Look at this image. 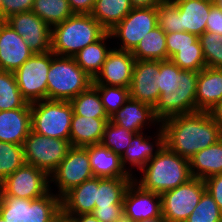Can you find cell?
Instances as JSON below:
<instances>
[{
  "label": "cell",
  "instance_id": "6da1fadb",
  "mask_svg": "<svg viewBox=\"0 0 222 222\" xmlns=\"http://www.w3.org/2000/svg\"><path fill=\"white\" fill-rule=\"evenodd\" d=\"M160 126L165 133V145L187 159L222 138V127L210 112L173 116L163 120Z\"/></svg>",
  "mask_w": 222,
  "mask_h": 222
},
{
  "label": "cell",
  "instance_id": "7a4b0ae2",
  "mask_svg": "<svg viewBox=\"0 0 222 222\" xmlns=\"http://www.w3.org/2000/svg\"><path fill=\"white\" fill-rule=\"evenodd\" d=\"M197 77L198 72L182 70L170 59L159 61L157 86L160 96L154 114L160 122L196 112Z\"/></svg>",
  "mask_w": 222,
  "mask_h": 222
},
{
  "label": "cell",
  "instance_id": "3957f363",
  "mask_svg": "<svg viewBox=\"0 0 222 222\" xmlns=\"http://www.w3.org/2000/svg\"><path fill=\"white\" fill-rule=\"evenodd\" d=\"M134 182L142 189L162 194L187 183L192 177L189 159L174 153L166 145L141 170Z\"/></svg>",
  "mask_w": 222,
  "mask_h": 222
},
{
  "label": "cell",
  "instance_id": "277c9868",
  "mask_svg": "<svg viewBox=\"0 0 222 222\" xmlns=\"http://www.w3.org/2000/svg\"><path fill=\"white\" fill-rule=\"evenodd\" d=\"M106 33L107 31L90 14H74L51 27V51L56 56L74 57Z\"/></svg>",
  "mask_w": 222,
  "mask_h": 222
},
{
  "label": "cell",
  "instance_id": "5b68a950",
  "mask_svg": "<svg viewBox=\"0 0 222 222\" xmlns=\"http://www.w3.org/2000/svg\"><path fill=\"white\" fill-rule=\"evenodd\" d=\"M47 77L48 100L71 101L93 82L73 57L56 56L52 51Z\"/></svg>",
  "mask_w": 222,
  "mask_h": 222
},
{
  "label": "cell",
  "instance_id": "8992f818",
  "mask_svg": "<svg viewBox=\"0 0 222 222\" xmlns=\"http://www.w3.org/2000/svg\"><path fill=\"white\" fill-rule=\"evenodd\" d=\"M51 191L32 200L4 196L0 215L6 222H54L61 213V198Z\"/></svg>",
  "mask_w": 222,
  "mask_h": 222
},
{
  "label": "cell",
  "instance_id": "52a82bcc",
  "mask_svg": "<svg viewBox=\"0 0 222 222\" xmlns=\"http://www.w3.org/2000/svg\"><path fill=\"white\" fill-rule=\"evenodd\" d=\"M72 117L70 101L45 99L31 103V127L35 133L69 141Z\"/></svg>",
  "mask_w": 222,
  "mask_h": 222
},
{
  "label": "cell",
  "instance_id": "ba28073f",
  "mask_svg": "<svg viewBox=\"0 0 222 222\" xmlns=\"http://www.w3.org/2000/svg\"><path fill=\"white\" fill-rule=\"evenodd\" d=\"M71 147L68 140L50 138L31 130L23 143L25 164L35 166L50 176Z\"/></svg>",
  "mask_w": 222,
  "mask_h": 222
},
{
  "label": "cell",
  "instance_id": "9c48e42d",
  "mask_svg": "<svg viewBox=\"0 0 222 222\" xmlns=\"http://www.w3.org/2000/svg\"><path fill=\"white\" fill-rule=\"evenodd\" d=\"M50 65L51 51L34 53L14 72L19 91L28 103L47 99Z\"/></svg>",
  "mask_w": 222,
  "mask_h": 222
},
{
  "label": "cell",
  "instance_id": "30bf717a",
  "mask_svg": "<svg viewBox=\"0 0 222 222\" xmlns=\"http://www.w3.org/2000/svg\"><path fill=\"white\" fill-rule=\"evenodd\" d=\"M205 191V181L193 177L187 183L162 193V216L167 222H185Z\"/></svg>",
  "mask_w": 222,
  "mask_h": 222
},
{
  "label": "cell",
  "instance_id": "8fae6325",
  "mask_svg": "<svg viewBox=\"0 0 222 222\" xmlns=\"http://www.w3.org/2000/svg\"><path fill=\"white\" fill-rule=\"evenodd\" d=\"M94 177L88 146L71 147L66 157L59 163L57 168L50 175V183L53 182L58 188L56 194L60 198L73 187L82 184L84 181Z\"/></svg>",
  "mask_w": 222,
  "mask_h": 222
},
{
  "label": "cell",
  "instance_id": "7c38bea8",
  "mask_svg": "<svg viewBox=\"0 0 222 222\" xmlns=\"http://www.w3.org/2000/svg\"><path fill=\"white\" fill-rule=\"evenodd\" d=\"M157 27V7L133 8L109 32L120 40V50L132 52L148 32Z\"/></svg>",
  "mask_w": 222,
  "mask_h": 222
},
{
  "label": "cell",
  "instance_id": "4fadbf2b",
  "mask_svg": "<svg viewBox=\"0 0 222 222\" xmlns=\"http://www.w3.org/2000/svg\"><path fill=\"white\" fill-rule=\"evenodd\" d=\"M3 184L4 196L30 200L46 195L52 188L50 176L45 171L28 164H24L5 178Z\"/></svg>",
  "mask_w": 222,
  "mask_h": 222
},
{
  "label": "cell",
  "instance_id": "5bb4252c",
  "mask_svg": "<svg viewBox=\"0 0 222 222\" xmlns=\"http://www.w3.org/2000/svg\"><path fill=\"white\" fill-rule=\"evenodd\" d=\"M34 53L51 51V27L32 11L13 14L4 20Z\"/></svg>",
  "mask_w": 222,
  "mask_h": 222
},
{
  "label": "cell",
  "instance_id": "9a60e30c",
  "mask_svg": "<svg viewBox=\"0 0 222 222\" xmlns=\"http://www.w3.org/2000/svg\"><path fill=\"white\" fill-rule=\"evenodd\" d=\"M135 58L131 52L112 48L101 71L93 79L92 85H109L129 88L133 75Z\"/></svg>",
  "mask_w": 222,
  "mask_h": 222
},
{
  "label": "cell",
  "instance_id": "2e32d148",
  "mask_svg": "<svg viewBox=\"0 0 222 222\" xmlns=\"http://www.w3.org/2000/svg\"><path fill=\"white\" fill-rule=\"evenodd\" d=\"M158 72L159 61L135 60L129 87L130 98L154 108L160 96L157 86Z\"/></svg>",
  "mask_w": 222,
  "mask_h": 222
},
{
  "label": "cell",
  "instance_id": "e0dca14e",
  "mask_svg": "<svg viewBox=\"0 0 222 222\" xmlns=\"http://www.w3.org/2000/svg\"><path fill=\"white\" fill-rule=\"evenodd\" d=\"M123 211L133 222L161 217V195L144 190L132 181L123 199Z\"/></svg>",
  "mask_w": 222,
  "mask_h": 222
},
{
  "label": "cell",
  "instance_id": "ac0fdd59",
  "mask_svg": "<svg viewBox=\"0 0 222 222\" xmlns=\"http://www.w3.org/2000/svg\"><path fill=\"white\" fill-rule=\"evenodd\" d=\"M33 54L22 36L0 21V70L15 72Z\"/></svg>",
  "mask_w": 222,
  "mask_h": 222
},
{
  "label": "cell",
  "instance_id": "d6986e66",
  "mask_svg": "<svg viewBox=\"0 0 222 222\" xmlns=\"http://www.w3.org/2000/svg\"><path fill=\"white\" fill-rule=\"evenodd\" d=\"M156 133L157 136H155L156 139H154V142H151V136L144 135L143 132L135 133L129 143V146L120 156L123 167L132 176H134L132 169L126 168L127 163L141 170L155 155L159 153L161 148L164 147L165 133L160 125L159 128H157Z\"/></svg>",
  "mask_w": 222,
  "mask_h": 222
},
{
  "label": "cell",
  "instance_id": "ffe728a7",
  "mask_svg": "<svg viewBox=\"0 0 222 222\" xmlns=\"http://www.w3.org/2000/svg\"><path fill=\"white\" fill-rule=\"evenodd\" d=\"M110 121L134 133L142 132L144 126L160 125V121L154 114V108L132 98H129L126 103L110 117Z\"/></svg>",
  "mask_w": 222,
  "mask_h": 222
},
{
  "label": "cell",
  "instance_id": "44dd1931",
  "mask_svg": "<svg viewBox=\"0 0 222 222\" xmlns=\"http://www.w3.org/2000/svg\"><path fill=\"white\" fill-rule=\"evenodd\" d=\"M31 103L22 108L0 111V141L23 145L31 132Z\"/></svg>",
  "mask_w": 222,
  "mask_h": 222
},
{
  "label": "cell",
  "instance_id": "7402d4cb",
  "mask_svg": "<svg viewBox=\"0 0 222 222\" xmlns=\"http://www.w3.org/2000/svg\"><path fill=\"white\" fill-rule=\"evenodd\" d=\"M99 186V177H92L73 187L61 197V212L68 216L92 213Z\"/></svg>",
  "mask_w": 222,
  "mask_h": 222
},
{
  "label": "cell",
  "instance_id": "603a6c76",
  "mask_svg": "<svg viewBox=\"0 0 222 222\" xmlns=\"http://www.w3.org/2000/svg\"><path fill=\"white\" fill-rule=\"evenodd\" d=\"M222 99V68L205 67L198 72L196 112H210Z\"/></svg>",
  "mask_w": 222,
  "mask_h": 222
},
{
  "label": "cell",
  "instance_id": "cb8c5ba5",
  "mask_svg": "<svg viewBox=\"0 0 222 222\" xmlns=\"http://www.w3.org/2000/svg\"><path fill=\"white\" fill-rule=\"evenodd\" d=\"M90 165L95 177L134 178L122 165L120 155L112 152L101 143L88 146Z\"/></svg>",
  "mask_w": 222,
  "mask_h": 222
},
{
  "label": "cell",
  "instance_id": "d4e9b609",
  "mask_svg": "<svg viewBox=\"0 0 222 222\" xmlns=\"http://www.w3.org/2000/svg\"><path fill=\"white\" fill-rule=\"evenodd\" d=\"M180 13L181 31L198 37L206 31L213 0H179L174 2Z\"/></svg>",
  "mask_w": 222,
  "mask_h": 222
},
{
  "label": "cell",
  "instance_id": "484cf974",
  "mask_svg": "<svg viewBox=\"0 0 222 222\" xmlns=\"http://www.w3.org/2000/svg\"><path fill=\"white\" fill-rule=\"evenodd\" d=\"M109 120L110 118L85 117L73 112L69 139L71 146L86 147L100 144Z\"/></svg>",
  "mask_w": 222,
  "mask_h": 222
},
{
  "label": "cell",
  "instance_id": "4316f807",
  "mask_svg": "<svg viewBox=\"0 0 222 222\" xmlns=\"http://www.w3.org/2000/svg\"><path fill=\"white\" fill-rule=\"evenodd\" d=\"M191 175L207 179L222 174V138L189 159Z\"/></svg>",
  "mask_w": 222,
  "mask_h": 222
},
{
  "label": "cell",
  "instance_id": "83f0119b",
  "mask_svg": "<svg viewBox=\"0 0 222 222\" xmlns=\"http://www.w3.org/2000/svg\"><path fill=\"white\" fill-rule=\"evenodd\" d=\"M113 39L110 32H107L100 40L86 46L74 55L77 65L92 79L101 71L102 66L110 50V46H106L108 39Z\"/></svg>",
  "mask_w": 222,
  "mask_h": 222
},
{
  "label": "cell",
  "instance_id": "f1b7e54d",
  "mask_svg": "<svg viewBox=\"0 0 222 222\" xmlns=\"http://www.w3.org/2000/svg\"><path fill=\"white\" fill-rule=\"evenodd\" d=\"M133 9L130 0H95L90 15L109 32Z\"/></svg>",
  "mask_w": 222,
  "mask_h": 222
},
{
  "label": "cell",
  "instance_id": "f546056e",
  "mask_svg": "<svg viewBox=\"0 0 222 222\" xmlns=\"http://www.w3.org/2000/svg\"><path fill=\"white\" fill-rule=\"evenodd\" d=\"M131 53L136 60H167L166 33L159 26L155 27Z\"/></svg>",
  "mask_w": 222,
  "mask_h": 222
},
{
  "label": "cell",
  "instance_id": "4dcf8cb0",
  "mask_svg": "<svg viewBox=\"0 0 222 222\" xmlns=\"http://www.w3.org/2000/svg\"><path fill=\"white\" fill-rule=\"evenodd\" d=\"M134 178H99L95 207L123 206L128 186Z\"/></svg>",
  "mask_w": 222,
  "mask_h": 222
},
{
  "label": "cell",
  "instance_id": "1f68e13d",
  "mask_svg": "<svg viewBox=\"0 0 222 222\" xmlns=\"http://www.w3.org/2000/svg\"><path fill=\"white\" fill-rule=\"evenodd\" d=\"M32 12L50 27L74 15L68 0H34Z\"/></svg>",
  "mask_w": 222,
  "mask_h": 222
},
{
  "label": "cell",
  "instance_id": "d6a6232c",
  "mask_svg": "<svg viewBox=\"0 0 222 222\" xmlns=\"http://www.w3.org/2000/svg\"><path fill=\"white\" fill-rule=\"evenodd\" d=\"M70 103L76 115L91 118H109L105 112L100 95L93 85L79 93Z\"/></svg>",
  "mask_w": 222,
  "mask_h": 222
},
{
  "label": "cell",
  "instance_id": "836d02e7",
  "mask_svg": "<svg viewBox=\"0 0 222 222\" xmlns=\"http://www.w3.org/2000/svg\"><path fill=\"white\" fill-rule=\"evenodd\" d=\"M26 103L19 91L14 72L0 70V111L22 108Z\"/></svg>",
  "mask_w": 222,
  "mask_h": 222
},
{
  "label": "cell",
  "instance_id": "e575fe53",
  "mask_svg": "<svg viewBox=\"0 0 222 222\" xmlns=\"http://www.w3.org/2000/svg\"><path fill=\"white\" fill-rule=\"evenodd\" d=\"M24 164L23 145L0 141V180L13 174Z\"/></svg>",
  "mask_w": 222,
  "mask_h": 222
},
{
  "label": "cell",
  "instance_id": "d590c367",
  "mask_svg": "<svg viewBox=\"0 0 222 222\" xmlns=\"http://www.w3.org/2000/svg\"><path fill=\"white\" fill-rule=\"evenodd\" d=\"M135 133L122 128L110 120L106 123L101 144L112 152L122 155Z\"/></svg>",
  "mask_w": 222,
  "mask_h": 222
},
{
  "label": "cell",
  "instance_id": "8d00e7d4",
  "mask_svg": "<svg viewBox=\"0 0 222 222\" xmlns=\"http://www.w3.org/2000/svg\"><path fill=\"white\" fill-rule=\"evenodd\" d=\"M170 60L182 70L199 72L206 67L199 39L193 44V47L179 49Z\"/></svg>",
  "mask_w": 222,
  "mask_h": 222
},
{
  "label": "cell",
  "instance_id": "74e56055",
  "mask_svg": "<svg viewBox=\"0 0 222 222\" xmlns=\"http://www.w3.org/2000/svg\"><path fill=\"white\" fill-rule=\"evenodd\" d=\"M93 86L97 89L109 118L130 98L129 88L109 85Z\"/></svg>",
  "mask_w": 222,
  "mask_h": 222
},
{
  "label": "cell",
  "instance_id": "f35d334b",
  "mask_svg": "<svg viewBox=\"0 0 222 222\" xmlns=\"http://www.w3.org/2000/svg\"><path fill=\"white\" fill-rule=\"evenodd\" d=\"M198 39L203 50L206 67L222 68V35L204 32Z\"/></svg>",
  "mask_w": 222,
  "mask_h": 222
},
{
  "label": "cell",
  "instance_id": "ab89813d",
  "mask_svg": "<svg viewBox=\"0 0 222 222\" xmlns=\"http://www.w3.org/2000/svg\"><path fill=\"white\" fill-rule=\"evenodd\" d=\"M185 222H222V212L207 190Z\"/></svg>",
  "mask_w": 222,
  "mask_h": 222
},
{
  "label": "cell",
  "instance_id": "60d3db41",
  "mask_svg": "<svg viewBox=\"0 0 222 222\" xmlns=\"http://www.w3.org/2000/svg\"><path fill=\"white\" fill-rule=\"evenodd\" d=\"M157 26L165 33L181 32L180 13L174 3L166 1L157 6Z\"/></svg>",
  "mask_w": 222,
  "mask_h": 222
},
{
  "label": "cell",
  "instance_id": "b9f144b4",
  "mask_svg": "<svg viewBox=\"0 0 222 222\" xmlns=\"http://www.w3.org/2000/svg\"><path fill=\"white\" fill-rule=\"evenodd\" d=\"M197 40V35L185 31L166 33L167 60L176 54L179 49L193 47Z\"/></svg>",
  "mask_w": 222,
  "mask_h": 222
},
{
  "label": "cell",
  "instance_id": "7bdbcfd3",
  "mask_svg": "<svg viewBox=\"0 0 222 222\" xmlns=\"http://www.w3.org/2000/svg\"><path fill=\"white\" fill-rule=\"evenodd\" d=\"M2 20L21 12L32 11L34 0H2Z\"/></svg>",
  "mask_w": 222,
  "mask_h": 222
},
{
  "label": "cell",
  "instance_id": "ee69618b",
  "mask_svg": "<svg viewBox=\"0 0 222 222\" xmlns=\"http://www.w3.org/2000/svg\"><path fill=\"white\" fill-rule=\"evenodd\" d=\"M92 214L100 222H114L124 215V211L123 206L95 207Z\"/></svg>",
  "mask_w": 222,
  "mask_h": 222
},
{
  "label": "cell",
  "instance_id": "f6af8a7d",
  "mask_svg": "<svg viewBox=\"0 0 222 222\" xmlns=\"http://www.w3.org/2000/svg\"><path fill=\"white\" fill-rule=\"evenodd\" d=\"M204 181L206 190L211 194L222 212V174L211 176Z\"/></svg>",
  "mask_w": 222,
  "mask_h": 222
},
{
  "label": "cell",
  "instance_id": "bcb514c9",
  "mask_svg": "<svg viewBox=\"0 0 222 222\" xmlns=\"http://www.w3.org/2000/svg\"><path fill=\"white\" fill-rule=\"evenodd\" d=\"M206 21L205 32H214L222 35V11L215 5L211 7Z\"/></svg>",
  "mask_w": 222,
  "mask_h": 222
},
{
  "label": "cell",
  "instance_id": "7dc6e473",
  "mask_svg": "<svg viewBox=\"0 0 222 222\" xmlns=\"http://www.w3.org/2000/svg\"><path fill=\"white\" fill-rule=\"evenodd\" d=\"M73 14H90L95 0H68Z\"/></svg>",
  "mask_w": 222,
  "mask_h": 222
},
{
  "label": "cell",
  "instance_id": "c3c4849f",
  "mask_svg": "<svg viewBox=\"0 0 222 222\" xmlns=\"http://www.w3.org/2000/svg\"><path fill=\"white\" fill-rule=\"evenodd\" d=\"M167 0H130L133 8H152L157 7Z\"/></svg>",
  "mask_w": 222,
  "mask_h": 222
},
{
  "label": "cell",
  "instance_id": "681fc988",
  "mask_svg": "<svg viewBox=\"0 0 222 222\" xmlns=\"http://www.w3.org/2000/svg\"><path fill=\"white\" fill-rule=\"evenodd\" d=\"M210 114L213 116L214 120H216L222 127V99L210 111Z\"/></svg>",
  "mask_w": 222,
  "mask_h": 222
},
{
  "label": "cell",
  "instance_id": "f907efd6",
  "mask_svg": "<svg viewBox=\"0 0 222 222\" xmlns=\"http://www.w3.org/2000/svg\"><path fill=\"white\" fill-rule=\"evenodd\" d=\"M76 222H100L92 213L72 216Z\"/></svg>",
  "mask_w": 222,
  "mask_h": 222
},
{
  "label": "cell",
  "instance_id": "816d5d0a",
  "mask_svg": "<svg viewBox=\"0 0 222 222\" xmlns=\"http://www.w3.org/2000/svg\"><path fill=\"white\" fill-rule=\"evenodd\" d=\"M54 222H76L72 217L64 215L62 212L56 217Z\"/></svg>",
  "mask_w": 222,
  "mask_h": 222
},
{
  "label": "cell",
  "instance_id": "f5cc1de1",
  "mask_svg": "<svg viewBox=\"0 0 222 222\" xmlns=\"http://www.w3.org/2000/svg\"><path fill=\"white\" fill-rule=\"evenodd\" d=\"M137 222H167V220L163 216H161V217H157V218H150L147 220H140Z\"/></svg>",
  "mask_w": 222,
  "mask_h": 222
},
{
  "label": "cell",
  "instance_id": "db71d44e",
  "mask_svg": "<svg viewBox=\"0 0 222 222\" xmlns=\"http://www.w3.org/2000/svg\"><path fill=\"white\" fill-rule=\"evenodd\" d=\"M3 199H4V184H3V180H0V208L3 203Z\"/></svg>",
  "mask_w": 222,
  "mask_h": 222
},
{
  "label": "cell",
  "instance_id": "11a10c76",
  "mask_svg": "<svg viewBox=\"0 0 222 222\" xmlns=\"http://www.w3.org/2000/svg\"><path fill=\"white\" fill-rule=\"evenodd\" d=\"M213 4L222 11V0H213Z\"/></svg>",
  "mask_w": 222,
  "mask_h": 222
},
{
  "label": "cell",
  "instance_id": "9f6ffc18",
  "mask_svg": "<svg viewBox=\"0 0 222 222\" xmlns=\"http://www.w3.org/2000/svg\"><path fill=\"white\" fill-rule=\"evenodd\" d=\"M114 222H133L130 218L125 217L124 215L119 219Z\"/></svg>",
  "mask_w": 222,
  "mask_h": 222
},
{
  "label": "cell",
  "instance_id": "6f0895ef",
  "mask_svg": "<svg viewBox=\"0 0 222 222\" xmlns=\"http://www.w3.org/2000/svg\"><path fill=\"white\" fill-rule=\"evenodd\" d=\"M2 0H0V21H2Z\"/></svg>",
  "mask_w": 222,
  "mask_h": 222
},
{
  "label": "cell",
  "instance_id": "680465c9",
  "mask_svg": "<svg viewBox=\"0 0 222 222\" xmlns=\"http://www.w3.org/2000/svg\"><path fill=\"white\" fill-rule=\"evenodd\" d=\"M0 222H6L1 215H0Z\"/></svg>",
  "mask_w": 222,
  "mask_h": 222
},
{
  "label": "cell",
  "instance_id": "91938a15",
  "mask_svg": "<svg viewBox=\"0 0 222 222\" xmlns=\"http://www.w3.org/2000/svg\"><path fill=\"white\" fill-rule=\"evenodd\" d=\"M168 2H171V3H174V2H177L179 0H167Z\"/></svg>",
  "mask_w": 222,
  "mask_h": 222
}]
</instances>
